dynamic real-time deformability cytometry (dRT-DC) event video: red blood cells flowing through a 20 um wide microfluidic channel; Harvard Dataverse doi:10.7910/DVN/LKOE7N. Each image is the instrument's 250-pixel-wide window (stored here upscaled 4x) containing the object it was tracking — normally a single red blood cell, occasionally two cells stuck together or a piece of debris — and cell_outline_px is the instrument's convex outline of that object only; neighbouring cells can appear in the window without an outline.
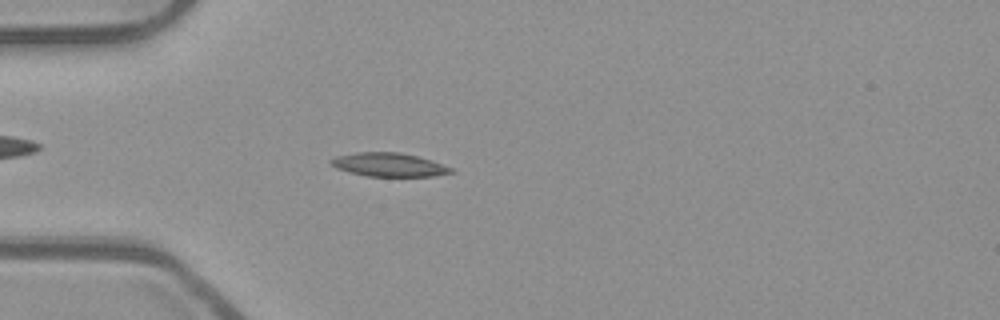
{"species": "common noctule bat (a hibernating species)", "species_latin": "Nyctalus noctula", "temperature_condition": "room temperature", "stored_images_in_passage": 51, "camera_frame_rate_fps": 3000, "um_per_image_px": 0.085, "animal": {"sex": "male", "body_mass_g": 23.1, "forearm_length_mm": 52.7}, "frame": {"image": 1, "passage_image": 13, "time_ms": 4.0, "image_size_px": [1000, 320], "cell_outline_px": [[456, 172], [432, 176], [368, 176], [336, 168], [328, 160], [336, 156], [356, 152], [400, 152], [432, 160], [452, 168]], "centroid_in_image_um": [33.07, 13.99], "position_along_channel_um": 51.9, "area_um2": 16.42}}
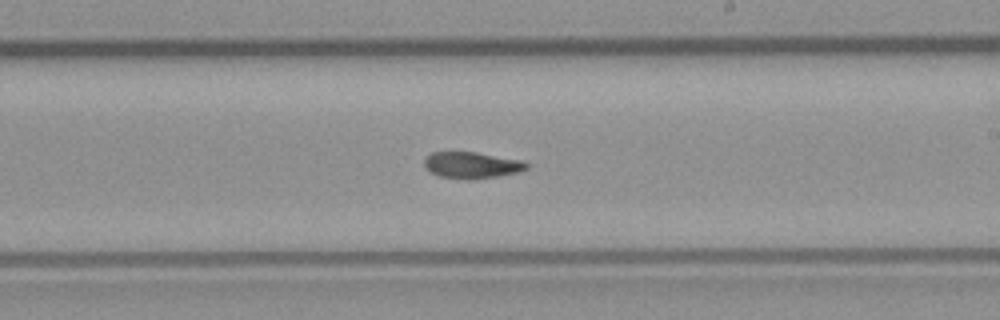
{"frame": {"image": 2, "passage_image": 29, "time_ms": 9.333, "image_size_px": [1000, 320], "cell_outline_px": [[528, 168], [520, 172], [500, 176], [472, 180], [464, 180], [440, 176], [428, 172], [424, 164], [424, 160], [432, 152], [476, 152], [524, 160], [528, 164]], "centroid_in_image_um": [40.13, 14.05], "position_along_channel_um": 248.9, "area_um2": 16.07}}
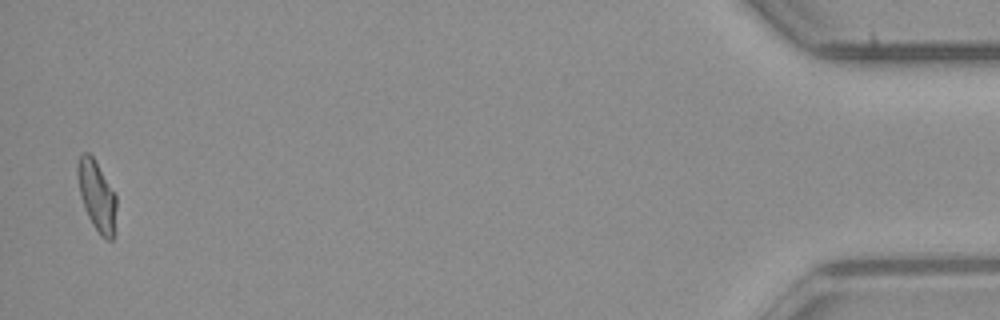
{"frame": {"image": 3, "passage_image": 50, "time_ms": 16.333, "image_size_px": [1000, 320], "cell_outline_px": [[116, 208], [112, 240], [108, 240], [100, 236], [92, 224], [88, 216], [80, 196], [76, 168], [80, 156], [84, 152], [88, 152], [92, 156], [116, 196]], "centroid_in_image_um": [8.21, 16.66], "position_along_channel_um": 427.0, "area_um2": 15.49}, "authors_computed_cell_mechanics": {"area_um2": 16.0684, "velocity_mm_per_s": 3.8798, "shape_relaxation_time_tau1_ms": null, "shape_relaxation_time_tau2_ms": 3.7645, "deformation_change_tau1": null, "deformation_change_tau2": 0.0993}}